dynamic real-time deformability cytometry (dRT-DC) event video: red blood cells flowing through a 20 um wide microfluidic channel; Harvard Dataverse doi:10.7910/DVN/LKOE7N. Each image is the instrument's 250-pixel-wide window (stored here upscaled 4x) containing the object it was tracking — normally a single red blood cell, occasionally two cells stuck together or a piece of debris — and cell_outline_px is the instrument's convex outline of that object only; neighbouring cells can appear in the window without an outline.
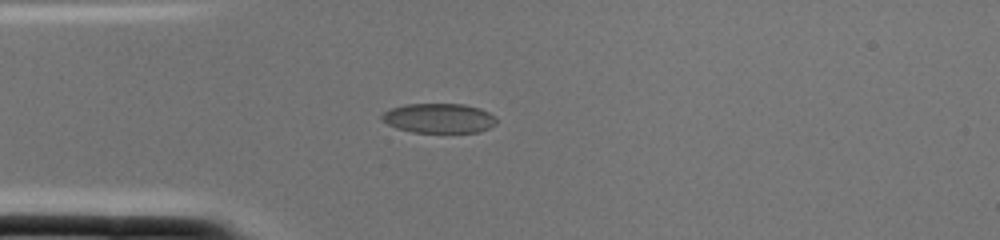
{"species": "common noctule bat (a hibernating species)", "species_latin": "Nyctalus noctula", "temperature_condition": "cold", "stored_images_in_passage": 1, "camera_frame_rate_fps": 3000, "um_per_image_px": 0.085, "animal": {"sex": "female", "body_mass_g": 22.0, "forearm_length_mm": 56.7}, "frame": {"image": 1, "passage_image": 1, "time_ms": 0.0, "image_size_px": [1000, 240], "cell_outline_px": [[496, 124], [480, 132], [412, 132], [396, 128], [380, 120], [380, 116], [384, 112], [392, 108], [404, 104], [464, 104], [480, 108], [496, 116]], "centroid_in_image_um": [37.3, 10.04], "position_along_channel_um": 47.7, "area_um2": 19.88}}